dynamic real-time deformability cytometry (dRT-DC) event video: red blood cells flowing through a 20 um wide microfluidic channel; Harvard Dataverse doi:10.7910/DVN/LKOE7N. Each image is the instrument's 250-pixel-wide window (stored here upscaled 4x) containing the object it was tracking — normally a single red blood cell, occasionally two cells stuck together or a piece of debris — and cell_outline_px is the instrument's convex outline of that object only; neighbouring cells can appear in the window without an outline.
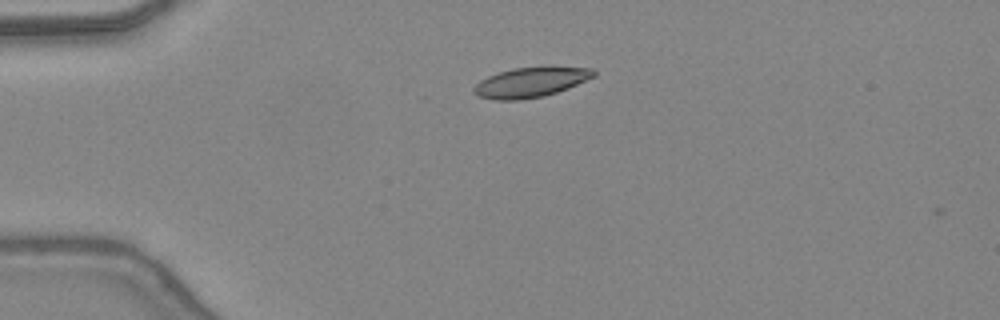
{"species": "common noctule bat (a hibernating species)", "species_latin": "Nyctalus noctula", "temperature_condition": "warm", "stored_images_in_passage": 38, "camera_frame_rate_fps": 3000, "um_per_image_px": 0.085, "animal": {"sex": "female", "body_mass_g": 24.6, "forearm_length_mm": 56.2}, "frame": {"image": 1, "passage_image": 2, "time_ms": 0.333, "image_size_px": [1000, 320], "cell_outline_px": [[596, 76], [568, 88], [544, 96], [520, 100], [492, 100], [480, 96], [472, 92], [472, 88], [480, 80], [488, 76], [512, 68], [548, 64], [592, 68], [596, 72]], "centroid_in_image_um": [45.15, 6.95], "position_along_channel_um": 39.8, "area_um2": 21.68}}
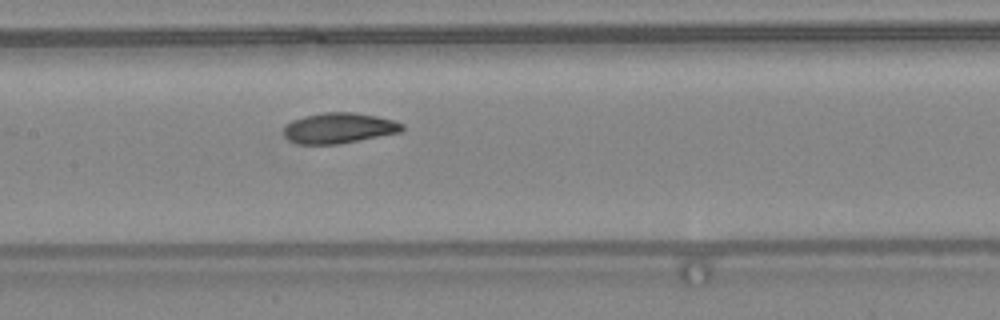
{"frame": {"image": 2, "passage_image": 14, "time_ms": 4.333, "image_size_px": [1000, 320], "cell_outline_px": [[404, 128], [400, 132], [340, 144], [296, 144], [288, 140], [284, 136], [284, 128], [292, 120], [304, 116], [324, 112], [352, 112], [376, 116], [392, 120], [404, 124]], "centroid_in_image_um": [28.79, 10.89], "position_along_channel_um": 178.6, "area_um2": 21.04}}
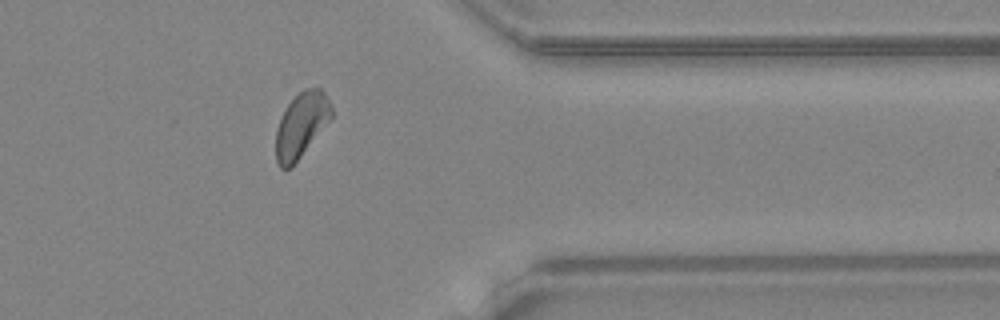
{"frame": {"image": 3, "passage_image": 29, "time_ms": 9.333, "image_size_px": [1000, 320], "cell_outline_px": [[332, 116], [292, 168], [280, 168], [276, 160], [276, 128], [288, 104], [304, 88], [320, 88], [324, 92], [332, 104]], "centroid_in_image_um": [25.61, 10.64], "position_along_channel_um": 385.8, "area_um2": 20.75}, "authors_computed_cell_mechanics": {"area_um2": 21.4149, "velocity_mm_per_s": 4.3899, "shape_relaxation_time_tau1_ms": 4.7148, "shape_relaxation_time_tau2_ms": 3.475, "deformation_change_tau1": 0.1463, "deformation_change_tau2": 0.0928}}